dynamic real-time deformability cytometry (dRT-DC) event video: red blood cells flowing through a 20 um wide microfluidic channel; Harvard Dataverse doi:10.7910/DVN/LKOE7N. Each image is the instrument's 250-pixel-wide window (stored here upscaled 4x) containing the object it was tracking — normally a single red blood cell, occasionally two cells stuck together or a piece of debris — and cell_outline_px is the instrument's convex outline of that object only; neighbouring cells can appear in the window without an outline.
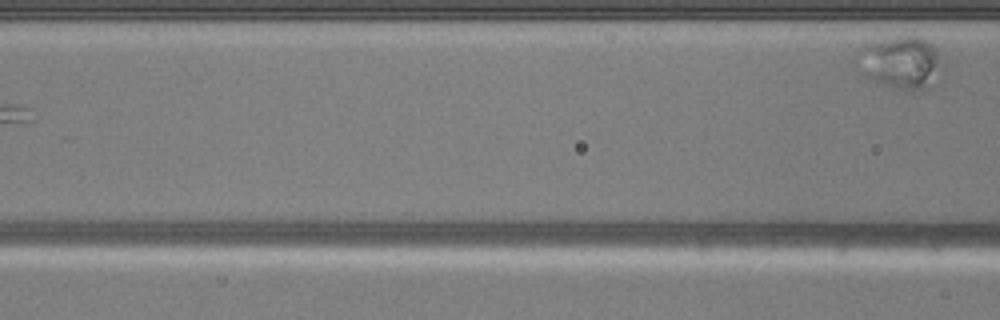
{"species": "common noctule bat (a hibernating species)", "species_latin": "Nyctalus noctula", "temperature_condition": "warm", "stored_images_in_passage": 6, "segment_of_instrument_passage": [2, 2], "camera_frame_rate_fps": 3000, "um_per_image_px": 0.085, "animal": {"sex": "male", "body_mass_g": 20.5, "forearm_length_mm": 52.5}, "frame": {"image": 1, "passage_image": 6, "time_ms": 6.0, "image_size_px": [1000, 320], "cell_outline_px": [[936, 60], [928, 88], [904, 88], [884, 84], [872, 80], [864, 76], [860, 48], [864, 44], [900, 36], [920, 36], [928, 40], [936, 48]], "centroid_in_image_um": [76.49, 5.23], "position_along_channel_um": 90.1, "area_um2": 23.7}}